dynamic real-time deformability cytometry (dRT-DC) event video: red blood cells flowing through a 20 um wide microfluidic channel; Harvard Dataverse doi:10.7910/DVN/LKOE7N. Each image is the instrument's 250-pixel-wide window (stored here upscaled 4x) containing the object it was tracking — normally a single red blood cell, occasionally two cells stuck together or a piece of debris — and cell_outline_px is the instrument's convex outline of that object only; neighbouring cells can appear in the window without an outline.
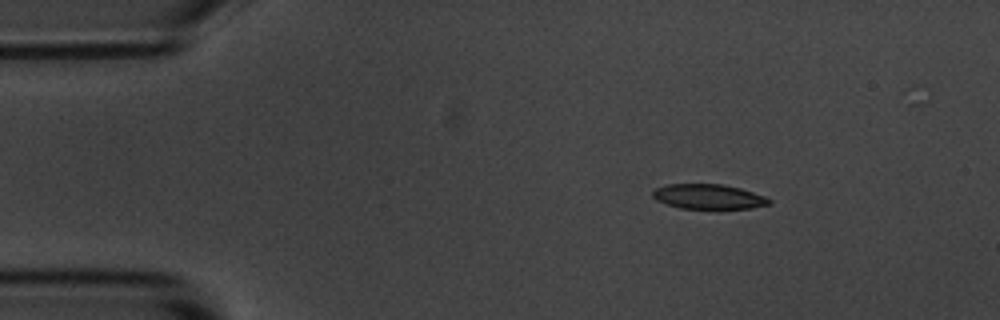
{"species": "common noctule bat (a hibernating species)", "species_latin": "Nyctalus noctula", "temperature_condition": "room temperature", "stored_images_in_passage": 4, "camera_frame_rate_fps": 3000, "um_per_image_px": 0.085, "animal": {"sex": "male", "body_mass_g": 20.1, "forearm_length_mm": 53.5}, "frame": {"image": 1, "passage_image": 2, "time_ms": 1.333, "image_size_px": [1000, 320], "cell_outline_px": [[772, 204], [752, 208], [716, 212], [680, 208], [656, 200], [652, 196], [652, 192], [656, 188], [668, 184], [720, 184], [740, 188], [764, 196], [772, 200]], "centroid_in_image_um": [60.27, 16.77], "position_along_channel_um": 24.7, "area_um2": 17.74}}